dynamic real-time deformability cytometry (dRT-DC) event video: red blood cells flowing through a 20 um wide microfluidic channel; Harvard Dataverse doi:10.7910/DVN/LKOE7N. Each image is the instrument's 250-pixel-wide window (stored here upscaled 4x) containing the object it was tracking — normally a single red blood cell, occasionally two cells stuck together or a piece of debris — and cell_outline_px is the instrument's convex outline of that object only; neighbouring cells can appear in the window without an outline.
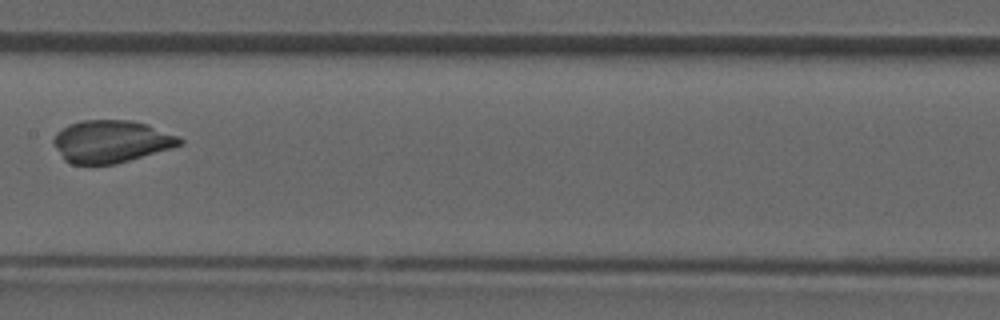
{"species": "common noctule bat (a hibernating species)", "species_latin": "Nyctalus noctula", "temperature_condition": "room temperature", "stored_images_in_passage": 35, "camera_frame_rate_fps": 3000, "um_per_image_px": 0.085, "animal": {"sex": "male", "forearm_length_mm": 52.5}, "frame": {"image": 1, "passage_image": 16, "time_ms": 5.0, "image_size_px": [1000, 320], "cell_outline_px": [[184, 144], [172, 148], [116, 164], [72, 164], [64, 160], [52, 140], [56, 132], [68, 124], [80, 120], [132, 120], [148, 124], [180, 136], [184, 140]], "centroid_in_image_um": [9.48, 12.01], "position_along_channel_um": 197.9, "area_um2": 31.44}}